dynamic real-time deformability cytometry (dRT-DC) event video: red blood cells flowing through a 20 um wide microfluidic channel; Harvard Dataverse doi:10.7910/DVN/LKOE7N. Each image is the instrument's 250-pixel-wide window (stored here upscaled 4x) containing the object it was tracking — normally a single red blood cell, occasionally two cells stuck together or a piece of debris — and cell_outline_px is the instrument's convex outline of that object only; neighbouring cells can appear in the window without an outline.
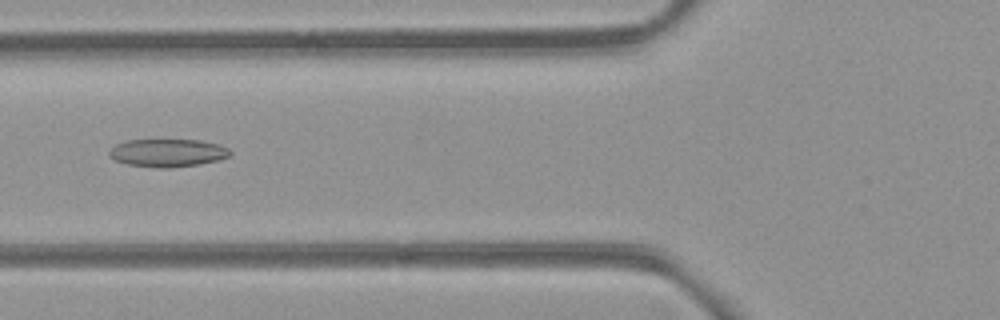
{"species": "common noctule bat (a hibernating species)", "species_latin": "Nyctalus noctula", "temperature_condition": "room temperature", "stored_images_in_passage": 3, "camera_frame_rate_fps": 3000, "um_per_image_px": 0.085, "animal": {"sex": "female", "body_mass_g": 21.9}, "frame": {"image": 1, "passage_image": 2, "time_ms": 1.333, "image_size_px": [1000, 320], "cell_outline_px": [[232, 156], [220, 160], [200, 164], [168, 168], [156, 168], [128, 164], [116, 160], [108, 156], [108, 152], [116, 144], [128, 140], [200, 140], [216, 144], [228, 148], [232, 152]], "centroid_in_image_um": [14.28, 13.0], "position_along_channel_um": 111.5, "area_um2": 19.71}}
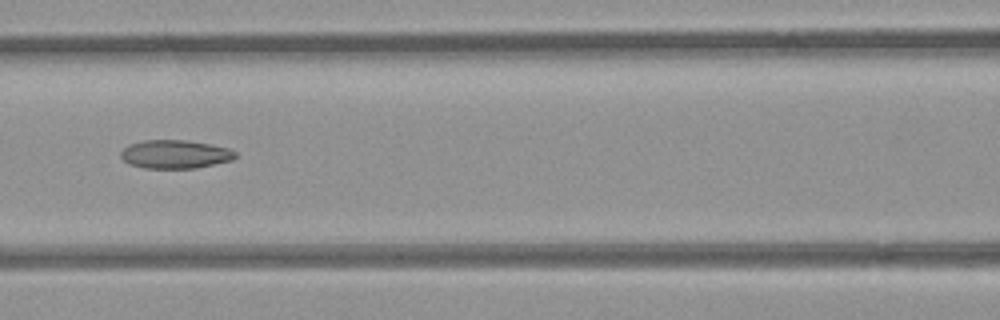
{"frame": {"image": 2, "passage_image": 3, "time_ms": 2.333, "image_size_px": [1000, 320], "cell_outline_px": [[236, 156], [232, 160], [196, 168], [144, 168], [128, 164], [120, 156], [120, 152], [128, 144], [144, 140], [188, 140], [212, 144], [228, 148], [236, 152]], "centroid_in_image_um": [14.87, 13.1], "position_along_channel_um": 151.7, "area_um2": 19.13}}